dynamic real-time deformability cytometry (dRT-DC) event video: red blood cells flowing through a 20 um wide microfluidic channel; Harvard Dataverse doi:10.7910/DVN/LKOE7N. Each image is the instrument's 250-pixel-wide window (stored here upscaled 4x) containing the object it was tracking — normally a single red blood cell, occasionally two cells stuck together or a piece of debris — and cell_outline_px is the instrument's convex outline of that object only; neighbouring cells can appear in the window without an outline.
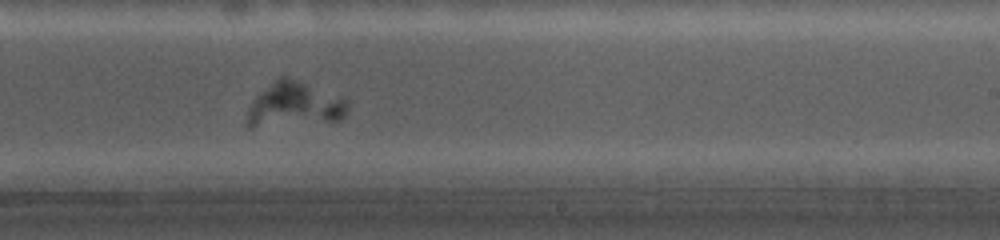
{"species": "common noctule bat (a hibernating species)", "species_latin": "Nyctalus noctula", "temperature_condition": "cold", "stored_images_in_passage": 31, "segment_of_instrument_passage": [1, 2], "camera_frame_rate_fps": 5000, "um_per_image_px": 0.085, "animal": {"sex": "female", "body_mass_g": 19.0, "forearm_length_mm": 56.7}, "frame": {"image": 1, "passage_image": 20, "time_ms": 9.0, "image_size_px": [1000, 240], "cell_outline_px": [[348, 108], [344, 116], [340, 120], [252, 128], [248, 128], [244, 124], [244, 120], [248, 108], [252, 100], [260, 92], [280, 76], [288, 76], [348, 96]], "centroid_in_image_um": [25.04, 8.88], "position_along_channel_um": 264.0, "area_um2": 27.17}}
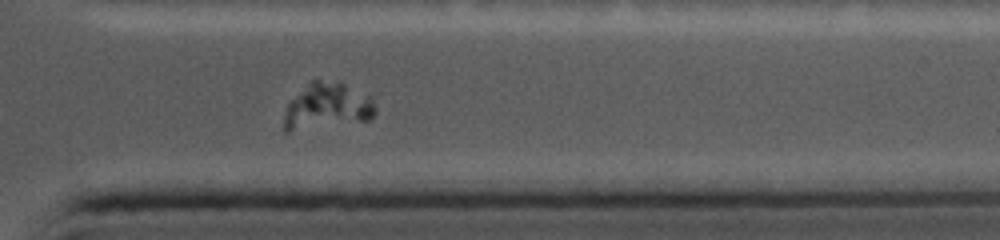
{"frame": {"image": 2, "passage_image": 27, "time_ms": 12.2, "image_size_px": [1000, 240], "cell_outline_px": [[376, 112], [368, 120], [288, 132], [284, 132], [284, 112], [288, 104], [316, 76], [344, 84], [372, 96], [376, 108]], "centroid_in_image_um": [27.82, 9.02], "position_along_channel_um": 383.6, "area_um2": 24.68}}
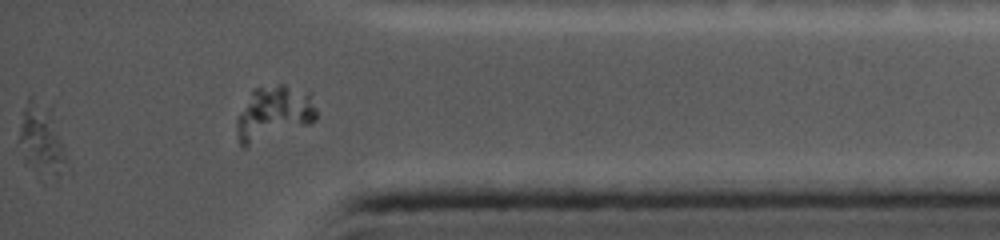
{"frame": {"image": 3, "passage_image": 30, "time_ms": 13.0, "image_size_px": [1000, 240], "cell_outline_px": [[64, 160], [56, 172], [28, 164], [24, 160], [20, 140], [20, 128], [24, 108], [28, 96], [32, 92], [52, 108], [64, 148]], "centroid_in_image_um": [3.47, 11.52], "position_along_channel_um": 431.7, "area_um2": 17.98}}